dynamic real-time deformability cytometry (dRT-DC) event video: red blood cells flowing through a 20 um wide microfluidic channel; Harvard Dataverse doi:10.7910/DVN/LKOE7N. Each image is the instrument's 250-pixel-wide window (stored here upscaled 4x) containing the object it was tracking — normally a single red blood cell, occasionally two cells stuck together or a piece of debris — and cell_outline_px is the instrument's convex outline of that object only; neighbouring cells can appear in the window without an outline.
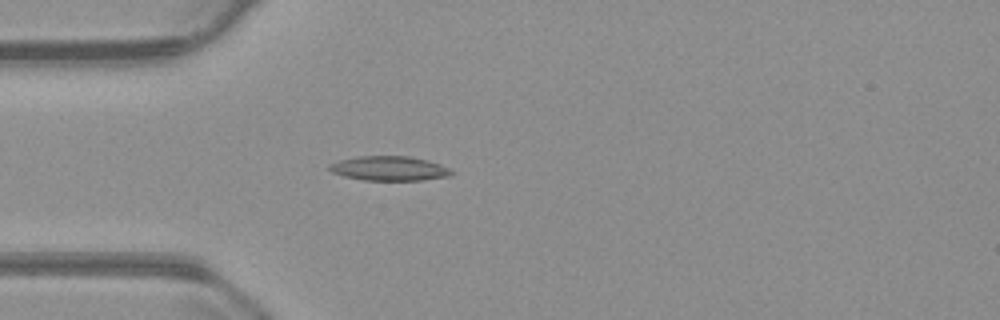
{"species": "common noctule bat (a hibernating species)", "species_latin": "Nyctalus noctula", "temperature_condition": "warm", "stored_images_in_passage": 18, "camera_frame_rate_fps": 3000, "um_per_image_px": 0.085, "animal": {"sex": "male", "body_mass_g": 23.1, "forearm_length_mm": 52.7}, "frame": {"image": 1, "passage_image": 16, "time_ms": 5.0, "image_size_px": [1000, 320], "cell_outline_px": [[456, 172], [452, 176], [420, 180], [364, 180], [344, 176], [332, 172], [328, 168], [328, 164], [340, 160], [356, 156], [408, 156], [428, 160], [440, 164]], "centroid_in_image_um": [33.11, 14.31], "position_along_channel_um": 51.9, "area_um2": 17.51}}